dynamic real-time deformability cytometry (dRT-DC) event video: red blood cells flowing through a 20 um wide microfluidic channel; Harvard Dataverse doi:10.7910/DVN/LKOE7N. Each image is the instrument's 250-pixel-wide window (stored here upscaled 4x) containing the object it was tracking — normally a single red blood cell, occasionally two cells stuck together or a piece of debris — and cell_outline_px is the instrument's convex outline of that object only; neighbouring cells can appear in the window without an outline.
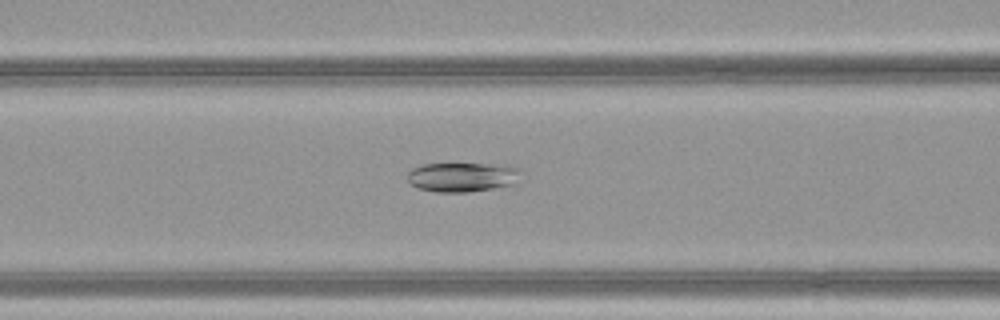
{"species": "common noctule bat (a hibernating species)", "species_latin": "Nyctalus noctula", "temperature_condition": "warm", "stored_images_in_passage": 37, "camera_frame_rate_fps": 3000, "um_per_image_px": 0.085, "animal": {"sex": "female", "body_mass_g": 21.9}, "frame": {"image": 1, "passage_image": 9, "time_ms": 2.667, "image_size_px": [1000, 320], "cell_outline_px": [[520, 172], [516, 184], [468, 192], [436, 192], [420, 188], [412, 184], [408, 180], [408, 172], [412, 168], [420, 164], [508, 164], [520, 168]], "centroid_in_image_um": [39.33, 15.03], "position_along_channel_um": 127.3, "area_um2": 19.54}}
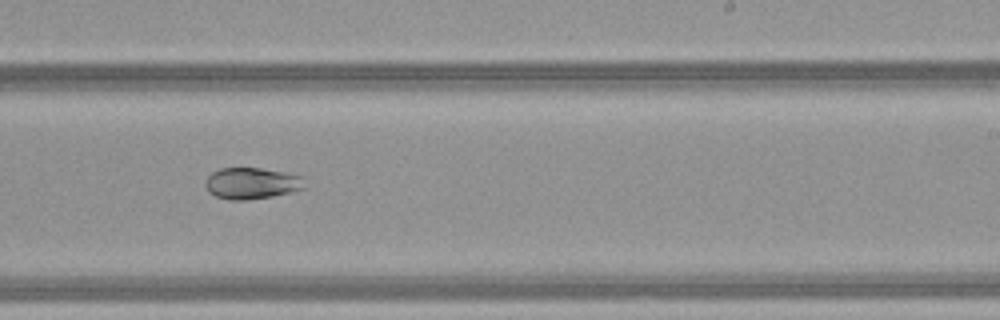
{"frame": {"image": 2, "passage_image": 19, "time_ms": 6.0, "image_size_px": [1000, 320], "cell_outline_px": [[304, 188], [272, 196], [248, 200], [228, 200], [216, 196], [208, 192], [204, 184], [204, 180], [212, 172], [220, 168], [260, 168], [284, 172], [304, 176]], "centroid_in_image_um": [21.35, 15.58], "position_along_channel_um": 267.6, "area_um2": 18.26}}
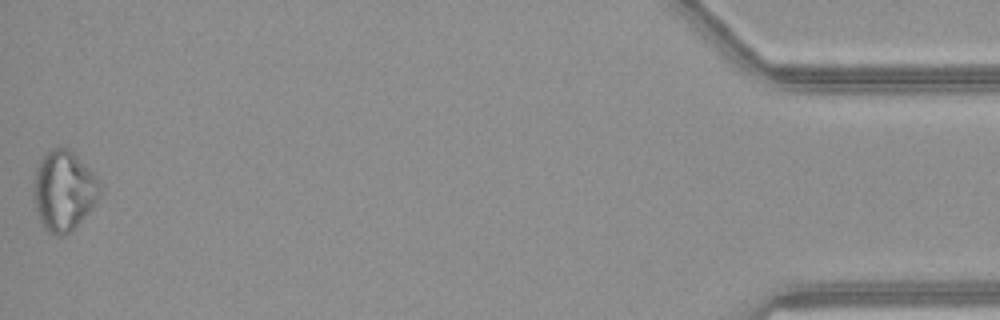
{"frame": {"image": 3, "passage_image": 37, "time_ms": 12.0, "image_size_px": [1000, 320], "cell_outline_px": [[104, 192], [72, 232], [60, 236], [56, 236], [48, 232], [40, 224], [32, 200], [32, 188], [36, 168], [40, 160], [52, 148], [68, 148], [104, 184]], "centroid_in_image_um": [5.42, 16.26], "position_along_channel_um": 429.8, "area_um2": 31.56}, "authors_computed_cell_mechanics": {"area_um2": 22.1374, "velocity_mm_per_s": 4.211, "shape_relaxation_time_tau1_ms": 6.3755, "shape_relaxation_time_tau2_ms": 1.8404, "deformation_change_tau1": 0.1381, "deformation_change_tau2": 0.0624}}